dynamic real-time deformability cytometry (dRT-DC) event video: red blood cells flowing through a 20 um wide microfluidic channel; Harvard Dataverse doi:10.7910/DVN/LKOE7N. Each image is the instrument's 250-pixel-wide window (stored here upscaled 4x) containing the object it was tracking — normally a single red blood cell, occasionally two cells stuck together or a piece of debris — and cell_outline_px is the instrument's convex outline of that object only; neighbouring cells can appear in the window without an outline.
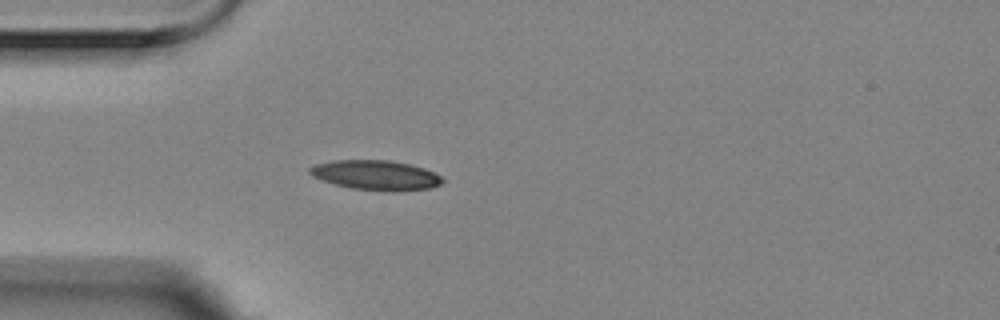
{"species": "Egyptian fruit bat (a non-hibernating species)", "species_latin": "Rousettus aegyptiacus", "temperature_condition": "room temperature", "stored_images_in_passage": 3, "camera_frame_rate_fps": 3000, "um_per_image_px": 0.085, "animal": {"sex": "female"}, "frame": {"image": 1, "passage_image": 3, "time_ms": 0.667, "image_size_px": [1000, 320], "cell_outline_px": [[444, 180], [440, 184], [428, 188], [396, 192], [392, 192], [352, 188], [336, 184], [312, 176], [308, 172], [308, 168], [316, 164], [332, 160], [388, 160], [408, 164], [424, 168], [440, 176]], "centroid_in_image_um": [31.93, 14.89], "position_along_channel_um": 53.1, "area_um2": 22.83}}